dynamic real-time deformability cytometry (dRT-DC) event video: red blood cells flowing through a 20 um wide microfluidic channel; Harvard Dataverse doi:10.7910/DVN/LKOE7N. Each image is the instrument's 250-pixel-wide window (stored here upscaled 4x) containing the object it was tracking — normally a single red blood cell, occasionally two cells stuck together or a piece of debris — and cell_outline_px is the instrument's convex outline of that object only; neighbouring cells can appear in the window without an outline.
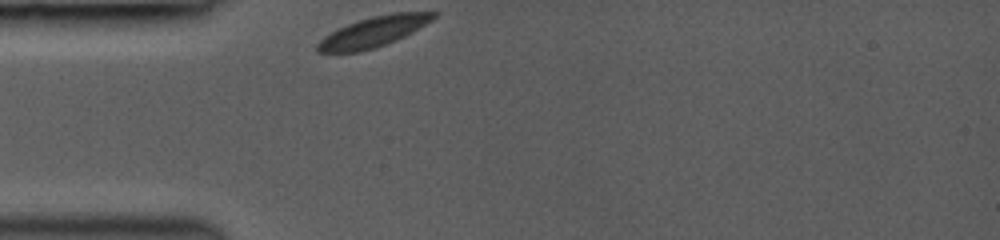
{"species": "common noctule bat (a hibernating species)", "species_latin": "Nyctalus noctula", "temperature_condition": "room temperature", "stored_images_in_passage": 20, "camera_frame_rate_fps": 3000, "um_per_image_px": 0.085, "animal": {"sex": "female", "body_mass_g": 19.0, "forearm_length_mm": 53.3}, "frame": {"image": 1, "passage_image": 1, "time_ms": 0.0, "image_size_px": [1000, 240], "cell_outline_px": [[440, 12], [432, 20], [412, 32], [396, 40], [360, 52], [316, 52], [316, 44], [324, 36], [348, 24], [372, 16], [392, 12]], "centroid_in_image_um": [31.75, 2.69], "position_along_channel_um": 53.3, "area_um2": 20.17}}
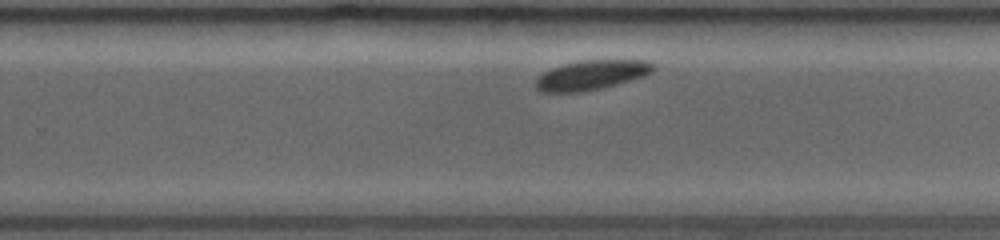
{"frame": {"image": 2, "passage_image": 13, "time_ms": 6.0, "image_size_px": [1000, 240], "cell_outline_px": [[656, 64], [652, 72], [644, 76], [616, 84], [584, 92], [540, 92], [532, 84], [544, 72], [552, 68], [564, 64], [580, 60], [644, 60]], "centroid_in_image_um": [50.26, 6.38], "position_along_channel_um": 279.5, "area_um2": 20.29}}
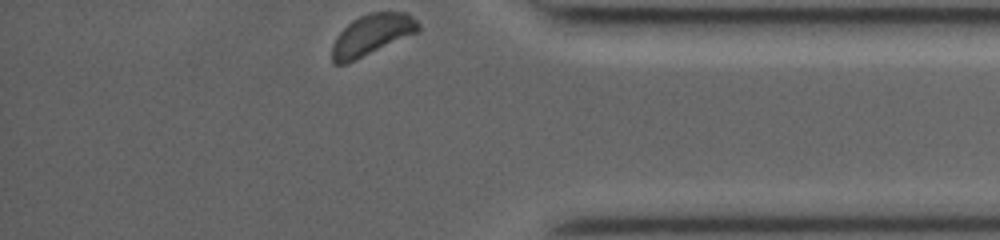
{"frame": {"image": 3, "passage_image": 20, "time_ms": 9.333, "image_size_px": [1000, 240], "cell_outline_px": [[420, 32], [356, 60], [344, 64], [332, 64], [332, 44], [336, 36], [352, 20], [368, 12], [408, 12], [420, 24]], "centroid_in_image_um": [31.63, 2.96], "position_along_channel_um": 403.6, "area_um2": 20.92}, "authors_computed_cell_mechanics": {"area_um2": 20.7502, "velocity_mm_per_s": 3.9103, "shape_relaxation_time_tau1_ms": 1.1588, "shape_relaxation_time_tau2_ms": null, "deformation_change_tau1": 0.0366, "deformation_change_tau2": null}}